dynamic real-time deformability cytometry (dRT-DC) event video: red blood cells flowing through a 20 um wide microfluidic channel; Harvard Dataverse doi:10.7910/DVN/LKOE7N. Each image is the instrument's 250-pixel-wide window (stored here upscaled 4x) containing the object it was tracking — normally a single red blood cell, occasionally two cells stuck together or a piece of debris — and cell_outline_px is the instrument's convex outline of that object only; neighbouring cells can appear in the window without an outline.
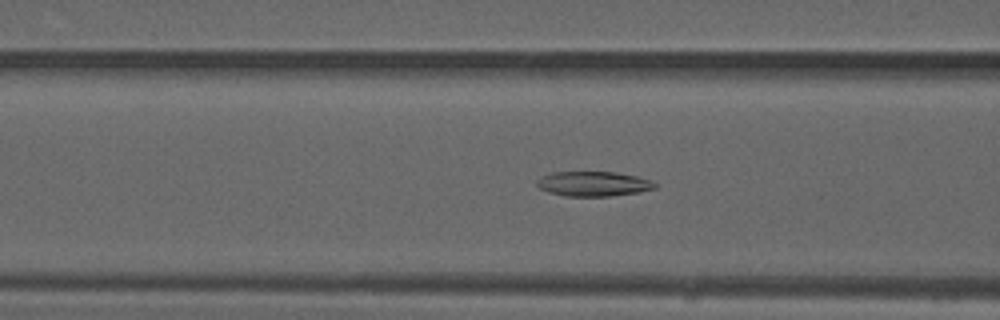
{"species": "common noctule bat (a hibernating species)", "species_latin": "Nyctalus noctula", "temperature_condition": "warm", "stored_images_in_passage": 50, "camera_frame_rate_fps": 3000, "um_per_image_px": 0.085, "animal": {"sex": "male", "forearm_length_mm": 52.5}, "frame": {"image": 1, "passage_image": 20, "time_ms": 6.333, "image_size_px": [1000, 320], "cell_outline_px": [[656, 188], [636, 192], [612, 196], [564, 196], [548, 192], [540, 188], [536, 184], [536, 180], [540, 176], [552, 172], [616, 172], [636, 176], [652, 180], [656, 184]], "centroid_in_image_um": [50.4, 15.62], "position_along_channel_um": 116.2, "area_um2": 17.11}}
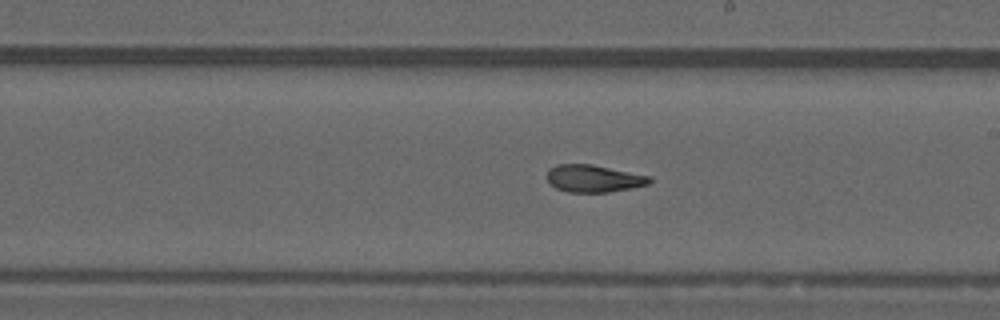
{"frame": {"image": 2, "passage_image": 29, "time_ms": 9.333, "image_size_px": [1000, 320], "cell_outline_px": [[652, 180], [648, 184], [632, 188], [608, 192], [568, 192], [556, 188], [544, 176], [548, 168], [556, 164], [592, 164], [652, 176]], "centroid_in_image_um": [50.44, 15.16], "position_along_channel_um": 238.6, "area_um2": 16.53}}
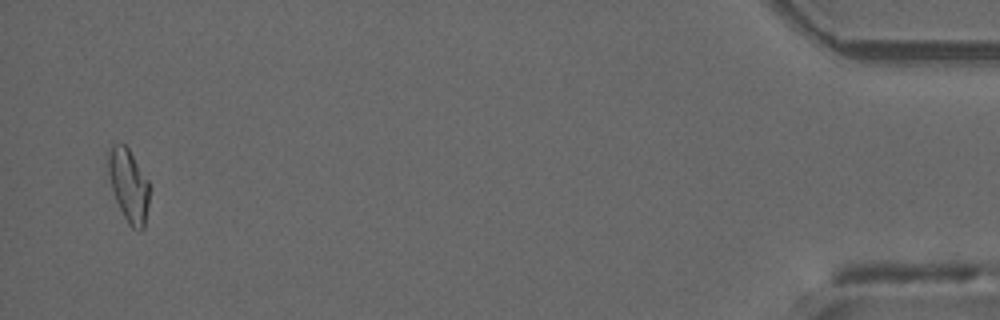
{"frame": {"image": 3, "passage_image": 49, "time_ms": 16.0, "image_size_px": [1000, 320], "cell_outline_px": [[148, 204], [144, 228], [140, 232], [132, 228], [128, 224], [116, 200], [112, 188], [108, 172], [108, 152], [112, 144], [124, 144], [128, 148], [148, 180]], "centroid_in_image_um": [10.93, 15.77], "position_along_channel_um": 424.3, "area_um2": 17.22}, "authors_computed_cell_mechanics": {"area_um2": 17.0799, "velocity_mm_per_s": 4.0931, "shape_relaxation_time_tau1_ms": null, "shape_relaxation_time_tau2_ms": 3.1692, "deformation_change_tau1": null, "deformation_change_tau2": 0.1165}}